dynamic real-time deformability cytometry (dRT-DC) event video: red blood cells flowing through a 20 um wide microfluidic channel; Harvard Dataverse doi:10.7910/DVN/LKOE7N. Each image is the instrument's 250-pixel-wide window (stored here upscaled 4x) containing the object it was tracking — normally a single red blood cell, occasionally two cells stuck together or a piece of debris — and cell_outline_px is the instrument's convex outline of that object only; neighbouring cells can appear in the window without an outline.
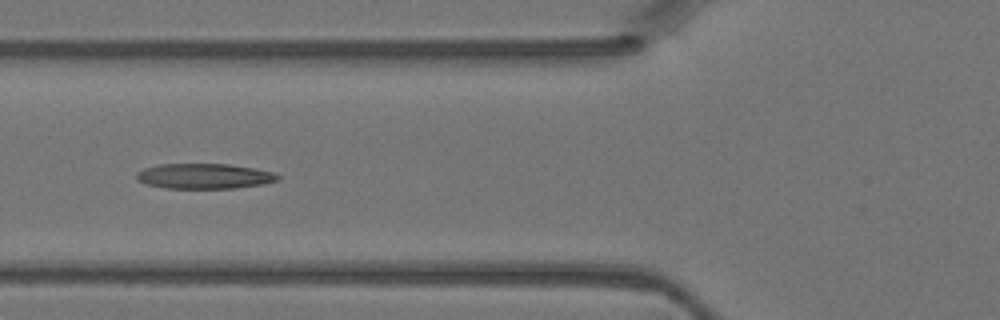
{"species": "Egyptian fruit bat (a non-hibernating species)", "species_latin": "Rousettus aegyptiacus", "temperature_condition": "warm", "stored_images_in_passage": 5, "camera_frame_rate_fps": 3000, "um_per_image_px": 0.085, "animal": {"sex": "female"}, "frame": {"image": 1, "passage_image": 5, "time_ms": 1.333, "image_size_px": [1000, 320], "cell_outline_px": [[280, 180], [264, 184], [236, 188], [168, 188], [148, 184], [136, 180], [136, 172], [144, 168], [160, 164], [232, 164], [256, 168], [272, 172], [280, 176]], "centroid_in_image_um": [17.4, 14.97], "position_along_channel_um": 108.4, "area_um2": 20.87}}